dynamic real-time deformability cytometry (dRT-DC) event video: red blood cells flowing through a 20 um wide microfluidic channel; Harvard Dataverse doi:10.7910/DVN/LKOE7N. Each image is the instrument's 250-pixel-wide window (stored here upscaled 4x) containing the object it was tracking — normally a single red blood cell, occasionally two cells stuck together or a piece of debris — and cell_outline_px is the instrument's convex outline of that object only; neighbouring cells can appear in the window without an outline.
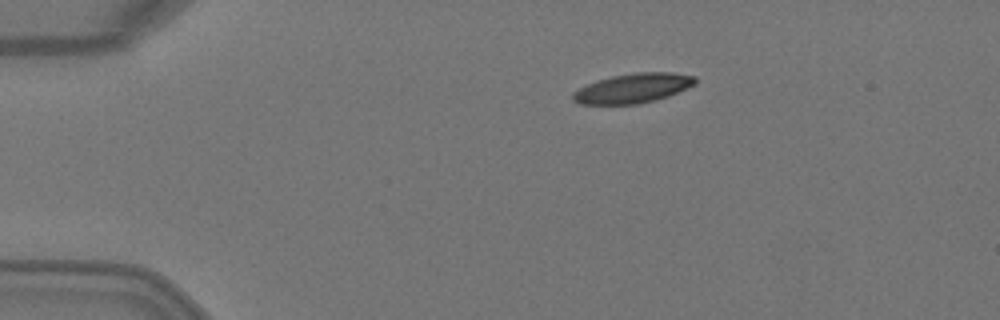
{"species": "Egyptian fruit bat (a non-hibernating species)", "species_latin": "Rousettus aegyptiacus", "temperature_condition": "warm", "stored_images_in_passage": 3, "camera_frame_rate_fps": 3000, "um_per_image_px": 0.085, "animal": {"sex": "female"}, "frame": {"image": 1, "passage_image": 2, "time_ms": 0.333, "image_size_px": [1000, 320], "cell_outline_px": [[696, 84], [668, 96], [656, 100], [636, 104], [580, 104], [572, 100], [572, 92], [596, 80], [612, 76], [636, 72], [672, 72], [696, 76]], "centroid_in_image_um": [53.81, 7.49], "position_along_channel_um": 31.2, "area_um2": 21.1}}